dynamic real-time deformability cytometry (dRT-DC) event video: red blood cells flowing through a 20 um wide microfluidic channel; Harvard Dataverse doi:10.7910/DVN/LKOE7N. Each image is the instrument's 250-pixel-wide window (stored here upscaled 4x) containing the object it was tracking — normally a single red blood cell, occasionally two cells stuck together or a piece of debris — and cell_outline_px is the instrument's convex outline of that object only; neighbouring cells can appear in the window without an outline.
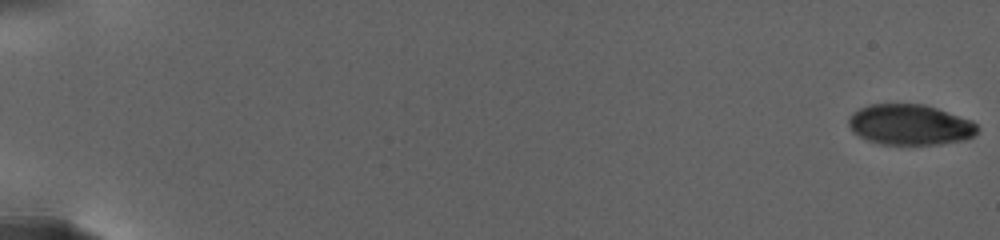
{"species": "human", "species_latin": "Homo sapiens", "temperature_condition": "warm", "stored_images_in_passage": 27, "camera_frame_rate_fps": 3000, "um_per_image_px": 0.085, "donor": {"sex": "female"}, "frame": {"image": 1, "passage_image": 1, "time_ms": 0.0, "image_size_px": [1000, 240], "cell_outline_px": [[976, 132], [972, 136], [964, 140], [940, 144], [880, 144], [868, 140], [852, 132], [848, 124], [848, 120], [852, 112], [860, 108], [872, 104], [924, 104], [972, 120], [976, 124]], "centroid_in_image_um": [77.32, 10.6], "position_along_channel_um": 7.7, "area_um2": 30.29}}